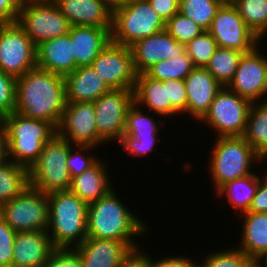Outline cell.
I'll use <instances>...</instances> for the list:
<instances>
[{
  "label": "cell",
  "instance_id": "cell-2",
  "mask_svg": "<svg viewBox=\"0 0 267 267\" xmlns=\"http://www.w3.org/2000/svg\"><path fill=\"white\" fill-rule=\"evenodd\" d=\"M149 230L145 221L121 202L114 189L88 204L87 237L138 242L137 236H145Z\"/></svg>",
  "mask_w": 267,
  "mask_h": 267
},
{
  "label": "cell",
  "instance_id": "cell-5",
  "mask_svg": "<svg viewBox=\"0 0 267 267\" xmlns=\"http://www.w3.org/2000/svg\"><path fill=\"white\" fill-rule=\"evenodd\" d=\"M214 138L207 168L215 192L229 181L254 173L252 165L264 161L242 136Z\"/></svg>",
  "mask_w": 267,
  "mask_h": 267
},
{
  "label": "cell",
  "instance_id": "cell-11",
  "mask_svg": "<svg viewBox=\"0 0 267 267\" xmlns=\"http://www.w3.org/2000/svg\"><path fill=\"white\" fill-rule=\"evenodd\" d=\"M36 45L17 24H0V70L18 78L37 67Z\"/></svg>",
  "mask_w": 267,
  "mask_h": 267
},
{
  "label": "cell",
  "instance_id": "cell-27",
  "mask_svg": "<svg viewBox=\"0 0 267 267\" xmlns=\"http://www.w3.org/2000/svg\"><path fill=\"white\" fill-rule=\"evenodd\" d=\"M133 92L134 102L141 108L146 107L145 110L148 109V112L157 114V118L163 117L166 120L172 116L177 117V113L167 101L166 86H163L162 81L152 79L145 73L137 74Z\"/></svg>",
  "mask_w": 267,
  "mask_h": 267
},
{
  "label": "cell",
  "instance_id": "cell-49",
  "mask_svg": "<svg viewBox=\"0 0 267 267\" xmlns=\"http://www.w3.org/2000/svg\"><path fill=\"white\" fill-rule=\"evenodd\" d=\"M140 248L131 250L118 267H147V254Z\"/></svg>",
  "mask_w": 267,
  "mask_h": 267
},
{
  "label": "cell",
  "instance_id": "cell-52",
  "mask_svg": "<svg viewBox=\"0 0 267 267\" xmlns=\"http://www.w3.org/2000/svg\"><path fill=\"white\" fill-rule=\"evenodd\" d=\"M248 267H262L261 262H252Z\"/></svg>",
  "mask_w": 267,
  "mask_h": 267
},
{
  "label": "cell",
  "instance_id": "cell-13",
  "mask_svg": "<svg viewBox=\"0 0 267 267\" xmlns=\"http://www.w3.org/2000/svg\"><path fill=\"white\" fill-rule=\"evenodd\" d=\"M133 103V90L125 89H111L93 102L100 145L121 140L126 116Z\"/></svg>",
  "mask_w": 267,
  "mask_h": 267
},
{
  "label": "cell",
  "instance_id": "cell-51",
  "mask_svg": "<svg viewBox=\"0 0 267 267\" xmlns=\"http://www.w3.org/2000/svg\"><path fill=\"white\" fill-rule=\"evenodd\" d=\"M103 1L108 7H110L112 10L122 6L127 0H101Z\"/></svg>",
  "mask_w": 267,
  "mask_h": 267
},
{
  "label": "cell",
  "instance_id": "cell-46",
  "mask_svg": "<svg viewBox=\"0 0 267 267\" xmlns=\"http://www.w3.org/2000/svg\"><path fill=\"white\" fill-rule=\"evenodd\" d=\"M263 176L259 178L255 196L247 212L267 213V169Z\"/></svg>",
  "mask_w": 267,
  "mask_h": 267
},
{
  "label": "cell",
  "instance_id": "cell-40",
  "mask_svg": "<svg viewBox=\"0 0 267 267\" xmlns=\"http://www.w3.org/2000/svg\"><path fill=\"white\" fill-rule=\"evenodd\" d=\"M16 103V78L0 70V120L14 112Z\"/></svg>",
  "mask_w": 267,
  "mask_h": 267
},
{
  "label": "cell",
  "instance_id": "cell-6",
  "mask_svg": "<svg viewBox=\"0 0 267 267\" xmlns=\"http://www.w3.org/2000/svg\"><path fill=\"white\" fill-rule=\"evenodd\" d=\"M166 23L148 0H127L112 10L111 42L130 47L136 41L165 30Z\"/></svg>",
  "mask_w": 267,
  "mask_h": 267
},
{
  "label": "cell",
  "instance_id": "cell-26",
  "mask_svg": "<svg viewBox=\"0 0 267 267\" xmlns=\"http://www.w3.org/2000/svg\"><path fill=\"white\" fill-rule=\"evenodd\" d=\"M109 167L107 161L99 160L90 169L73 177L69 190L87 204L97 201L113 189L110 184L112 181L109 179L112 177Z\"/></svg>",
  "mask_w": 267,
  "mask_h": 267
},
{
  "label": "cell",
  "instance_id": "cell-44",
  "mask_svg": "<svg viewBox=\"0 0 267 267\" xmlns=\"http://www.w3.org/2000/svg\"><path fill=\"white\" fill-rule=\"evenodd\" d=\"M42 267H82V262L75 248H54Z\"/></svg>",
  "mask_w": 267,
  "mask_h": 267
},
{
  "label": "cell",
  "instance_id": "cell-22",
  "mask_svg": "<svg viewBox=\"0 0 267 267\" xmlns=\"http://www.w3.org/2000/svg\"><path fill=\"white\" fill-rule=\"evenodd\" d=\"M71 26L112 27V9L101 0H52Z\"/></svg>",
  "mask_w": 267,
  "mask_h": 267
},
{
  "label": "cell",
  "instance_id": "cell-48",
  "mask_svg": "<svg viewBox=\"0 0 267 267\" xmlns=\"http://www.w3.org/2000/svg\"><path fill=\"white\" fill-rule=\"evenodd\" d=\"M22 0H0V24L16 22Z\"/></svg>",
  "mask_w": 267,
  "mask_h": 267
},
{
  "label": "cell",
  "instance_id": "cell-43",
  "mask_svg": "<svg viewBox=\"0 0 267 267\" xmlns=\"http://www.w3.org/2000/svg\"><path fill=\"white\" fill-rule=\"evenodd\" d=\"M159 137H140L139 141L134 140L131 136H122L119 143L123 151L127 154L135 156L147 155L150 152H153L154 146L157 142H160Z\"/></svg>",
  "mask_w": 267,
  "mask_h": 267
},
{
  "label": "cell",
  "instance_id": "cell-32",
  "mask_svg": "<svg viewBox=\"0 0 267 267\" xmlns=\"http://www.w3.org/2000/svg\"><path fill=\"white\" fill-rule=\"evenodd\" d=\"M143 110L135 102L129 108L123 136H131L137 141H139L140 137H158L159 124L163 125L165 120H158L160 123L155 122L153 115H148L147 112L145 114Z\"/></svg>",
  "mask_w": 267,
  "mask_h": 267
},
{
  "label": "cell",
  "instance_id": "cell-31",
  "mask_svg": "<svg viewBox=\"0 0 267 267\" xmlns=\"http://www.w3.org/2000/svg\"><path fill=\"white\" fill-rule=\"evenodd\" d=\"M243 54L234 49L218 47L205 69L222 87H228L234 78Z\"/></svg>",
  "mask_w": 267,
  "mask_h": 267
},
{
  "label": "cell",
  "instance_id": "cell-25",
  "mask_svg": "<svg viewBox=\"0 0 267 267\" xmlns=\"http://www.w3.org/2000/svg\"><path fill=\"white\" fill-rule=\"evenodd\" d=\"M239 217H243L242 234L237 248L253 262H261L267 256V213L245 212Z\"/></svg>",
  "mask_w": 267,
  "mask_h": 267
},
{
  "label": "cell",
  "instance_id": "cell-33",
  "mask_svg": "<svg viewBox=\"0 0 267 267\" xmlns=\"http://www.w3.org/2000/svg\"><path fill=\"white\" fill-rule=\"evenodd\" d=\"M247 26L262 41L267 33V0H231Z\"/></svg>",
  "mask_w": 267,
  "mask_h": 267
},
{
  "label": "cell",
  "instance_id": "cell-24",
  "mask_svg": "<svg viewBox=\"0 0 267 267\" xmlns=\"http://www.w3.org/2000/svg\"><path fill=\"white\" fill-rule=\"evenodd\" d=\"M67 103L94 102L111 88L90 66H79L65 77Z\"/></svg>",
  "mask_w": 267,
  "mask_h": 267
},
{
  "label": "cell",
  "instance_id": "cell-12",
  "mask_svg": "<svg viewBox=\"0 0 267 267\" xmlns=\"http://www.w3.org/2000/svg\"><path fill=\"white\" fill-rule=\"evenodd\" d=\"M217 42L218 47L249 53L261 40L247 26L231 1H224L218 8L207 30Z\"/></svg>",
  "mask_w": 267,
  "mask_h": 267
},
{
  "label": "cell",
  "instance_id": "cell-42",
  "mask_svg": "<svg viewBox=\"0 0 267 267\" xmlns=\"http://www.w3.org/2000/svg\"><path fill=\"white\" fill-rule=\"evenodd\" d=\"M16 232L0 215V267H12Z\"/></svg>",
  "mask_w": 267,
  "mask_h": 267
},
{
  "label": "cell",
  "instance_id": "cell-9",
  "mask_svg": "<svg viewBox=\"0 0 267 267\" xmlns=\"http://www.w3.org/2000/svg\"><path fill=\"white\" fill-rule=\"evenodd\" d=\"M48 212V194L30 185L0 206V215L15 232L47 231Z\"/></svg>",
  "mask_w": 267,
  "mask_h": 267
},
{
  "label": "cell",
  "instance_id": "cell-28",
  "mask_svg": "<svg viewBox=\"0 0 267 267\" xmlns=\"http://www.w3.org/2000/svg\"><path fill=\"white\" fill-rule=\"evenodd\" d=\"M260 175H250L234 179L222 185L215 194L220 198L227 197L231 208H235L238 214L248 211L252 198L255 196Z\"/></svg>",
  "mask_w": 267,
  "mask_h": 267
},
{
  "label": "cell",
  "instance_id": "cell-29",
  "mask_svg": "<svg viewBox=\"0 0 267 267\" xmlns=\"http://www.w3.org/2000/svg\"><path fill=\"white\" fill-rule=\"evenodd\" d=\"M254 151L266 162L267 160V101L252 103L246 130L242 136Z\"/></svg>",
  "mask_w": 267,
  "mask_h": 267
},
{
  "label": "cell",
  "instance_id": "cell-1",
  "mask_svg": "<svg viewBox=\"0 0 267 267\" xmlns=\"http://www.w3.org/2000/svg\"><path fill=\"white\" fill-rule=\"evenodd\" d=\"M66 104L64 76L35 67L16 78L14 112L45 120L57 129Z\"/></svg>",
  "mask_w": 267,
  "mask_h": 267
},
{
  "label": "cell",
  "instance_id": "cell-8",
  "mask_svg": "<svg viewBox=\"0 0 267 267\" xmlns=\"http://www.w3.org/2000/svg\"><path fill=\"white\" fill-rule=\"evenodd\" d=\"M16 22L36 46L66 35L71 29V24L52 0H23Z\"/></svg>",
  "mask_w": 267,
  "mask_h": 267
},
{
  "label": "cell",
  "instance_id": "cell-20",
  "mask_svg": "<svg viewBox=\"0 0 267 267\" xmlns=\"http://www.w3.org/2000/svg\"><path fill=\"white\" fill-rule=\"evenodd\" d=\"M54 248L47 231L16 232L12 267H42Z\"/></svg>",
  "mask_w": 267,
  "mask_h": 267
},
{
  "label": "cell",
  "instance_id": "cell-19",
  "mask_svg": "<svg viewBox=\"0 0 267 267\" xmlns=\"http://www.w3.org/2000/svg\"><path fill=\"white\" fill-rule=\"evenodd\" d=\"M184 82L187 91L186 113L200 122L222 86L205 68H194Z\"/></svg>",
  "mask_w": 267,
  "mask_h": 267
},
{
  "label": "cell",
  "instance_id": "cell-45",
  "mask_svg": "<svg viewBox=\"0 0 267 267\" xmlns=\"http://www.w3.org/2000/svg\"><path fill=\"white\" fill-rule=\"evenodd\" d=\"M148 254L149 253H147V267H198V260L195 258L190 259L184 256H166L154 260V258Z\"/></svg>",
  "mask_w": 267,
  "mask_h": 267
},
{
  "label": "cell",
  "instance_id": "cell-50",
  "mask_svg": "<svg viewBox=\"0 0 267 267\" xmlns=\"http://www.w3.org/2000/svg\"><path fill=\"white\" fill-rule=\"evenodd\" d=\"M7 134L5 129L0 125V164L8 161Z\"/></svg>",
  "mask_w": 267,
  "mask_h": 267
},
{
  "label": "cell",
  "instance_id": "cell-3",
  "mask_svg": "<svg viewBox=\"0 0 267 267\" xmlns=\"http://www.w3.org/2000/svg\"><path fill=\"white\" fill-rule=\"evenodd\" d=\"M47 233L55 248H74L87 238L88 204L70 190L48 194Z\"/></svg>",
  "mask_w": 267,
  "mask_h": 267
},
{
  "label": "cell",
  "instance_id": "cell-36",
  "mask_svg": "<svg viewBox=\"0 0 267 267\" xmlns=\"http://www.w3.org/2000/svg\"><path fill=\"white\" fill-rule=\"evenodd\" d=\"M185 49L195 68H205L218 49V45L210 33L205 30L188 42Z\"/></svg>",
  "mask_w": 267,
  "mask_h": 267
},
{
  "label": "cell",
  "instance_id": "cell-18",
  "mask_svg": "<svg viewBox=\"0 0 267 267\" xmlns=\"http://www.w3.org/2000/svg\"><path fill=\"white\" fill-rule=\"evenodd\" d=\"M138 244L87 237L74 248L80 255L82 267H118L131 250L141 247Z\"/></svg>",
  "mask_w": 267,
  "mask_h": 267
},
{
  "label": "cell",
  "instance_id": "cell-21",
  "mask_svg": "<svg viewBox=\"0 0 267 267\" xmlns=\"http://www.w3.org/2000/svg\"><path fill=\"white\" fill-rule=\"evenodd\" d=\"M70 38L75 69L88 66L111 42V27L71 26Z\"/></svg>",
  "mask_w": 267,
  "mask_h": 267
},
{
  "label": "cell",
  "instance_id": "cell-47",
  "mask_svg": "<svg viewBox=\"0 0 267 267\" xmlns=\"http://www.w3.org/2000/svg\"><path fill=\"white\" fill-rule=\"evenodd\" d=\"M148 2L165 23L179 12V0H148Z\"/></svg>",
  "mask_w": 267,
  "mask_h": 267
},
{
  "label": "cell",
  "instance_id": "cell-38",
  "mask_svg": "<svg viewBox=\"0 0 267 267\" xmlns=\"http://www.w3.org/2000/svg\"><path fill=\"white\" fill-rule=\"evenodd\" d=\"M165 30L179 43L187 44L205 31L190 18L177 12L167 23Z\"/></svg>",
  "mask_w": 267,
  "mask_h": 267
},
{
  "label": "cell",
  "instance_id": "cell-17",
  "mask_svg": "<svg viewBox=\"0 0 267 267\" xmlns=\"http://www.w3.org/2000/svg\"><path fill=\"white\" fill-rule=\"evenodd\" d=\"M130 48L137 74L145 73L158 62L186 53L185 44L177 42L166 30L138 40Z\"/></svg>",
  "mask_w": 267,
  "mask_h": 267
},
{
  "label": "cell",
  "instance_id": "cell-35",
  "mask_svg": "<svg viewBox=\"0 0 267 267\" xmlns=\"http://www.w3.org/2000/svg\"><path fill=\"white\" fill-rule=\"evenodd\" d=\"M223 2L224 0H179V12L208 30Z\"/></svg>",
  "mask_w": 267,
  "mask_h": 267
},
{
  "label": "cell",
  "instance_id": "cell-39",
  "mask_svg": "<svg viewBox=\"0 0 267 267\" xmlns=\"http://www.w3.org/2000/svg\"><path fill=\"white\" fill-rule=\"evenodd\" d=\"M93 148L97 150V148L92 145H74L70 148L67 156V167L71 179L82 174L85 170L90 169L100 160L99 157H96V159L95 155L89 154L90 151L92 153L94 150Z\"/></svg>",
  "mask_w": 267,
  "mask_h": 267
},
{
  "label": "cell",
  "instance_id": "cell-37",
  "mask_svg": "<svg viewBox=\"0 0 267 267\" xmlns=\"http://www.w3.org/2000/svg\"><path fill=\"white\" fill-rule=\"evenodd\" d=\"M235 247L204 255L198 267H248L253 261L237 245Z\"/></svg>",
  "mask_w": 267,
  "mask_h": 267
},
{
  "label": "cell",
  "instance_id": "cell-4",
  "mask_svg": "<svg viewBox=\"0 0 267 267\" xmlns=\"http://www.w3.org/2000/svg\"><path fill=\"white\" fill-rule=\"evenodd\" d=\"M0 125L7 134L9 160L28 170L38 160L44 145L57 134L51 123L16 112L4 116Z\"/></svg>",
  "mask_w": 267,
  "mask_h": 267
},
{
  "label": "cell",
  "instance_id": "cell-7",
  "mask_svg": "<svg viewBox=\"0 0 267 267\" xmlns=\"http://www.w3.org/2000/svg\"><path fill=\"white\" fill-rule=\"evenodd\" d=\"M72 146L58 134L54 135L28 170L29 185L45 194L69 190L72 179L67 167V156Z\"/></svg>",
  "mask_w": 267,
  "mask_h": 267
},
{
  "label": "cell",
  "instance_id": "cell-53",
  "mask_svg": "<svg viewBox=\"0 0 267 267\" xmlns=\"http://www.w3.org/2000/svg\"><path fill=\"white\" fill-rule=\"evenodd\" d=\"M262 267H267V256L261 261Z\"/></svg>",
  "mask_w": 267,
  "mask_h": 267
},
{
  "label": "cell",
  "instance_id": "cell-23",
  "mask_svg": "<svg viewBox=\"0 0 267 267\" xmlns=\"http://www.w3.org/2000/svg\"><path fill=\"white\" fill-rule=\"evenodd\" d=\"M37 67L66 76L75 70L70 32L41 42L36 47Z\"/></svg>",
  "mask_w": 267,
  "mask_h": 267
},
{
  "label": "cell",
  "instance_id": "cell-10",
  "mask_svg": "<svg viewBox=\"0 0 267 267\" xmlns=\"http://www.w3.org/2000/svg\"><path fill=\"white\" fill-rule=\"evenodd\" d=\"M251 105V101L222 87L200 122L213 129L217 137L243 136Z\"/></svg>",
  "mask_w": 267,
  "mask_h": 267
},
{
  "label": "cell",
  "instance_id": "cell-14",
  "mask_svg": "<svg viewBox=\"0 0 267 267\" xmlns=\"http://www.w3.org/2000/svg\"><path fill=\"white\" fill-rule=\"evenodd\" d=\"M90 66L111 89L134 90L137 73L130 47L110 42Z\"/></svg>",
  "mask_w": 267,
  "mask_h": 267
},
{
  "label": "cell",
  "instance_id": "cell-15",
  "mask_svg": "<svg viewBox=\"0 0 267 267\" xmlns=\"http://www.w3.org/2000/svg\"><path fill=\"white\" fill-rule=\"evenodd\" d=\"M256 47L242 55L228 88L252 103L267 101V54Z\"/></svg>",
  "mask_w": 267,
  "mask_h": 267
},
{
  "label": "cell",
  "instance_id": "cell-41",
  "mask_svg": "<svg viewBox=\"0 0 267 267\" xmlns=\"http://www.w3.org/2000/svg\"><path fill=\"white\" fill-rule=\"evenodd\" d=\"M166 86L167 101L170 107L179 115L186 114L187 111V91L184 80L162 81Z\"/></svg>",
  "mask_w": 267,
  "mask_h": 267
},
{
  "label": "cell",
  "instance_id": "cell-16",
  "mask_svg": "<svg viewBox=\"0 0 267 267\" xmlns=\"http://www.w3.org/2000/svg\"><path fill=\"white\" fill-rule=\"evenodd\" d=\"M57 134L73 145L99 147L93 102L67 103L57 128Z\"/></svg>",
  "mask_w": 267,
  "mask_h": 267
},
{
  "label": "cell",
  "instance_id": "cell-30",
  "mask_svg": "<svg viewBox=\"0 0 267 267\" xmlns=\"http://www.w3.org/2000/svg\"><path fill=\"white\" fill-rule=\"evenodd\" d=\"M29 186L28 169L10 160L0 164V206Z\"/></svg>",
  "mask_w": 267,
  "mask_h": 267
},
{
  "label": "cell",
  "instance_id": "cell-34",
  "mask_svg": "<svg viewBox=\"0 0 267 267\" xmlns=\"http://www.w3.org/2000/svg\"><path fill=\"white\" fill-rule=\"evenodd\" d=\"M195 68L191 58L185 53L181 57L173 56L150 67L145 74L158 81L185 80Z\"/></svg>",
  "mask_w": 267,
  "mask_h": 267
}]
</instances>
